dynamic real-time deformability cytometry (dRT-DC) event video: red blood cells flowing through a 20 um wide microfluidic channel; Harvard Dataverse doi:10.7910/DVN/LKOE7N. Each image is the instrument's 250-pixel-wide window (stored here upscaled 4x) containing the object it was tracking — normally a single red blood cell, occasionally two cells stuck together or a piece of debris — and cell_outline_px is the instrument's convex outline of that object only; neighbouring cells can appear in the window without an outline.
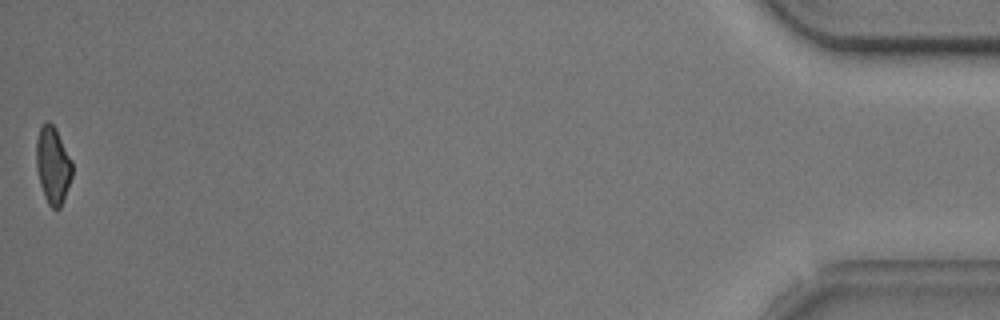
{"species": "common noctule bat (a hibernating species)", "species_latin": "Nyctalus noctula", "temperature_condition": "cold", "stored_images_in_passage": 43, "camera_frame_rate_fps": 3000, "um_per_image_px": 0.085, "animal": {"sex": "male", "body_mass_g": 20.5, "forearm_length_mm": 52.5}, "frame": {"image": 1, "passage_image": 43, "time_ms": 14.0, "image_size_px": [1000, 320], "cell_outline_px": [[72, 176], [60, 208], [52, 208], [48, 204], [44, 196], [40, 184], [36, 168], [36, 140], [40, 128], [48, 120], [56, 128], [72, 160]], "centroid_in_image_um": [4.49, 14.03], "position_along_channel_um": 430.7, "area_um2": 16.13}, "authors_computed_cell_mechanics": {"area_um2": 17.8602, "velocity_mm_per_s": 3.7407, "shape_relaxation_time_tau1_ms": 6.1492, "shape_relaxation_time_tau2_ms": null, "deformation_change_tau1": 0.1344, "deformation_change_tau2": null}}